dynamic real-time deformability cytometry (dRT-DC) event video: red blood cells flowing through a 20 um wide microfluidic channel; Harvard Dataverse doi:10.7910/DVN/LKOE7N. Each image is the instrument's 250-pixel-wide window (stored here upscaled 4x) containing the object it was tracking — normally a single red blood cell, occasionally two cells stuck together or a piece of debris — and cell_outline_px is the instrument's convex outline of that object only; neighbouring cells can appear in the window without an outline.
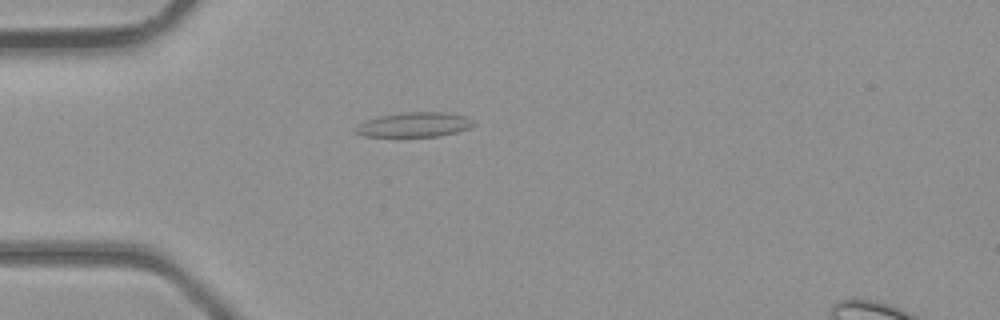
{"species": "common noctule bat (a hibernating species)", "species_latin": "Nyctalus noctula", "temperature_condition": "room temperature", "stored_images_in_passage": 1, "camera_frame_rate_fps": 3000, "um_per_image_px": 0.085, "animal": {"sex": "male", "body_mass_g": 23.1, "forearm_length_mm": 52.7}, "frame": {"image": 1, "passage_image": 1, "time_ms": 0.0, "image_size_px": [1000, 320], "cell_outline_px": [[476, 124], [472, 128], [440, 136], [364, 136], [356, 132], [352, 128], [368, 120], [380, 116], [404, 112], [444, 112], [468, 116], [476, 120]], "centroid_in_image_um": [35.32, 10.59], "position_along_channel_um": 49.7, "area_um2": 17.05}}